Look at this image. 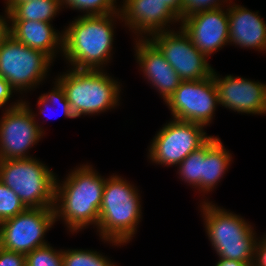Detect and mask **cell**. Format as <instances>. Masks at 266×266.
<instances>
[{
  "instance_id": "obj_24",
  "label": "cell",
  "mask_w": 266,
  "mask_h": 266,
  "mask_svg": "<svg viewBox=\"0 0 266 266\" xmlns=\"http://www.w3.org/2000/svg\"><path fill=\"white\" fill-rule=\"evenodd\" d=\"M54 84L55 85L53 86L51 91L39 96L37 101L38 108L40 109L39 114L41 115L43 113H46V109L52 104L53 105L60 104L59 106H61L63 115L65 117L70 119L76 118L71 111L64 88L57 80L54 82Z\"/></svg>"
},
{
  "instance_id": "obj_27",
  "label": "cell",
  "mask_w": 266,
  "mask_h": 266,
  "mask_svg": "<svg viewBox=\"0 0 266 266\" xmlns=\"http://www.w3.org/2000/svg\"><path fill=\"white\" fill-rule=\"evenodd\" d=\"M228 1L231 0H182V19L194 13L219 9Z\"/></svg>"
},
{
  "instance_id": "obj_10",
  "label": "cell",
  "mask_w": 266,
  "mask_h": 266,
  "mask_svg": "<svg viewBox=\"0 0 266 266\" xmlns=\"http://www.w3.org/2000/svg\"><path fill=\"white\" fill-rule=\"evenodd\" d=\"M55 222L54 208H26L0 223V246L27 255L49 244L44 236Z\"/></svg>"
},
{
  "instance_id": "obj_35",
  "label": "cell",
  "mask_w": 266,
  "mask_h": 266,
  "mask_svg": "<svg viewBox=\"0 0 266 266\" xmlns=\"http://www.w3.org/2000/svg\"><path fill=\"white\" fill-rule=\"evenodd\" d=\"M265 241H266V235H263V237H262Z\"/></svg>"
},
{
  "instance_id": "obj_3",
  "label": "cell",
  "mask_w": 266,
  "mask_h": 266,
  "mask_svg": "<svg viewBox=\"0 0 266 266\" xmlns=\"http://www.w3.org/2000/svg\"><path fill=\"white\" fill-rule=\"evenodd\" d=\"M139 190L119 175L106 178L97 231L104 242L123 246L132 240L142 219Z\"/></svg>"
},
{
  "instance_id": "obj_19",
  "label": "cell",
  "mask_w": 266,
  "mask_h": 266,
  "mask_svg": "<svg viewBox=\"0 0 266 266\" xmlns=\"http://www.w3.org/2000/svg\"><path fill=\"white\" fill-rule=\"evenodd\" d=\"M232 155L219 137L212 136L206 142V155L203 159V194L212 191L231 164Z\"/></svg>"
},
{
  "instance_id": "obj_31",
  "label": "cell",
  "mask_w": 266,
  "mask_h": 266,
  "mask_svg": "<svg viewBox=\"0 0 266 266\" xmlns=\"http://www.w3.org/2000/svg\"><path fill=\"white\" fill-rule=\"evenodd\" d=\"M5 16L0 15V45L10 35V11L5 8Z\"/></svg>"
},
{
  "instance_id": "obj_7",
  "label": "cell",
  "mask_w": 266,
  "mask_h": 266,
  "mask_svg": "<svg viewBox=\"0 0 266 266\" xmlns=\"http://www.w3.org/2000/svg\"><path fill=\"white\" fill-rule=\"evenodd\" d=\"M53 60L9 35L0 45V78L20 94L31 91L46 78Z\"/></svg>"
},
{
  "instance_id": "obj_29",
  "label": "cell",
  "mask_w": 266,
  "mask_h": 266,
  "mask_svg": "<svg viewBox=\"0 0 266 266\" xmlns=\"http://www.w3.org/2000/svg\"><path fill=\"white\" fill-rule=\"evenodd\" d=\"M251 266H266V241L262 237L255 243Z\"/></svg>"
},
{
  "instance_id": "obj_16",
  "label": "cell",
  "mask_w": 266,
  "mask_h": 266,
  "mask_svg": "<svg viewBox=\"0 0 266 266\" xmlns=\"http://www.w3.org/2000/svg\"><path fill=\"white\" fill-rule=\"evenodd\" d=\"M135 58L148 83L155 87L164 102L174 93L182 80L149 39H135Z\"/></svg>"
},
{
  "instance_id": "obj_4",
  "label": "cell",
  "mask_w": 266,
  "mask_h": 266,
  "mask_svg": "<svg viewBox=\"0 0 266 266\" xmlns=\"http://www.w3.org/2000/svg\"><path fill=\"white\" fill-rule=\"evenodd\" d=\"M201 202L205 231L218 257L251 266L254 246L259 239L251 223L208 200Z\"/></svg>"
},
{
  "instance_id": "obj_23",
  "label": "cell",
  "mask_w": 266,
  "mask_h": 266,
  "mask_svg": "<svg viewBox=\"0 0 266 266\" xmlns=\"http://www.w3.org/2000/svg\"><path fill=\"white\" fill-rule=\"evenodd\" d=\"M62 8H71L73 10L83 11V15H106L119 12L116 0H60ZM118 6V8H117Z\"/></svg>"
},
{
  "instance_id": "obj_22",
  "label": "cell",
  "mask_w": 266,
  "mask_h": 266,
  "mask_svg": "<svg viewBox=\"0 0 266 266\" xmlns=\"http://www.w3.org/2000/svg\"><path fill=\"white\" fill-rule=\"evenodd\" d=\"M63 266H116L95 250L63 249Z\"/></svg>"
},
{
  "instance_id": "obj_9",
  "label": "cell",
  "mask_w": 266,
  "mask_h": 266,
  "mask_svg": "<svg viewBox=\"0 0 266 266\" xmlns=\"http://www.w3.org/2000/svg\"><path fill=\"white\" fill-rule=\"evenodd\" d=\"M172 119L163 125L151 142L148 158L152 163L178 166L212 137L207 135L202 124Z\"/></svg>"
},
{
  "instance_id": "obj_5",
  "label": "cell",
  "mask_w": 266,
  "mask_h": 266,
  "mask_svg": "<svg viewBox=\"0 0 266 266\" xmlns=\"http://www.w3.org/2000/svg\"><path fill=\"white\" fill-rule=\"evenodd\" d=\"M57 80L65 90L74 116L97 115L119 106L121 85L104 70L69 68Z\"/></svg>"
},
{
  "instance_id": "obj_20",
  "label": "cell",
  "mask_w": 266,
  "mask_h": 266,
  "mask_svg": "<svg viewBox=\"0 0 266 266\" xmlns=\"http://www.w3.org/2000/svg\"><path fill=\"white\" fill-rule=\"evenodd\" d=\"M62 9L60 0H27L10 10V20L50 22Z\"/></svg>"
},
{
  "instance_id": "obj_11",
  "label": "cell",
  "mask_w": 266,
  "mask_h": 266,
  "mask_svg": "<svg viewBox=\"0 0 266 266\" xmlns=\"http://www.w3.org/2000/svg\"><path fill=\"white\" fill-rule=\"evenodd\" d=\"M165 103L174 119L210 125L219 105L213 75L203 80L182 81Z\"/></svg>"
},
{
  "instance_id": "obj_15",
  "label": "cell",
  "mask_w": 266,
  "mask_h": 266,
  "mask_svg": "<svg viewBox=\"0 0 266 266\" xmlns=\"http://www.w3.org/2000/svg\"><path fill=\"white\" fill-rule=\"evenodd\" d=\"M122 3L119 8L121 22L124 21L138 39H148L158 32L171 30V24L181 23L162 0H123Z\"/></svg>"
},
{
  "instance_id": "obj_2",
  "label": "cell",
  "mask_w": 266,
  "mask_h": 266,
  "mask_svg": "<svg viewBox=\"0 0 266 266\" xmlns=\"http://www.w3.org/2000/svg\"><path fill=\"white\" fill-rule=\"evenodd\" d=\"M120 12L80 15L63 30V56L73 69L104 70L112 59L114 21Z\"/></svg>"
},
{
  "instance_id": "obj_21",
  "label": "cell",
  "mask_w": 266,
  "mask_h": 266,
  "mask_svg": "<svg viewBox=\"0 0 266 266\" xmlns=\"http://www.w3.org/2000/svg\"><path fill=\"white\" fill-rule=\"evenodd\" d=\"M206 155V143L198 150L191 152L178 166V175L203 193V159Z\"/></svg>"
},
{
  "instance_id": "obj_12",
  "label": "cell",
  "mask_w": 266,
  "mask_h": 266,
  "mask_svg": "<svg viewBox=\"0 0 266 266\" xmlns=\"http://www.w3.org/2000/svg\"><path fill=\"white\" fill-rule=\"evenodd\" d=\"M148 39L161 51L182 81L203 80L212 75L213 68L208 58L193 45L181 27L179 31L158 32Z\"/></svg>"
},
{
  "instance_id": "obj_14",
  "label": "cell",
  "mask_w": 266,
  "mask_h": 266,
  "mask_svg": "<svg viewBox=\"0 0 266 266\" xmlns=\"http://www.w3.org/2000/svg\"><path fill=\"white\" fill-rule=\"evenodd\" d=\"M194 13L183 18L180 27L207 58L229 43L228 8Z\"/></svg>"
},
{
  "instance_id": "obj_13",
  "label": "cell",
  "mask_w": 266,
  "mask_h": 266,
  "mask_svg": "<svg viewBox=\"0 0 266 266\" xmlns=\"http://www.w3.org/2000/svg\"><path fill=\"white\" fill-rule=\"evenodd\" d=\"M218 104L238 113L266 114V84L242 77H220L213 69Z\"/></svg>"
},
{
  "instance_id": "obj_32",
  "label": "cell",
  "mask_w": 266,
  "mask_h": 266,
  "mask_svg": "<svg viewBox=\"0 0 266 266\" xmlns=\"http://www.w3.org/2000/svg\"><path fill=\"white\" fill-rule=\"evenodd\" d=\"M166 6L182 20V0H162Z\"/></svg>"
},
{
  "instance_id": "obj_25",
  "label": "cell",
  "mask_w": 266,
  "mask_h": 266,
  "mask_svg": "<svg viewBox=\"0 0 266 266\" xmlns=\"http://www.w3.org/2000/svg\"><path fill=\"white\" fill-rule=\"evenodd\" d=\"M26 266H63V250L50 244L35 248L26 255Z\"/></svg>"
},
{
  "instance_id": "obj_34",
  "label": "cell",
  "mask_w": 266,
  "mask_h": 266,
  "mask_svg": "<svg viewBox=\"0 0 266 266\" xmlns=\"http://www.w3.org/2000/svg\"><path fill=\"white\" fill-rule=\"evenodd\" d=\"M27 0H6V9L10 11L17 3H21Z\"/></svg>"
},
{
  "instance_id": "obj_1",
  "label": "cell",
  "mask_w": 266,
  "mask_h": 266,
  "mask_svg": "<svg viewBox=\"0 0 266 266\" xmlns=\"http://www.w3.org/2000/svg\"><path fill=\"white\" fill-rule=\"evenodd\" d=\"M55 184V221L60 218L72 234L87 226H98L106 178L91 165L78 166Z\"/></svg>"
},
{
  "instance_id": "obj_30",
  "label": "cell",
  "mask_w": 266,
  "mask_h": 266,
  "mask_svg": "<svg viewBox=\"0 0 266 266\" xmlns=\"http://www.w3.org/2000/svg\"><path fill=\"white\" fill-rule=\"evenodd\" d=\"M13 92L16 91L11 87V85L3 78H0V108H3L4 105L13 97Z\"/></svg>"
},
{
  "instance_id": "obj_33",
  "label": "cell",
  "mask_w": 266,
  "mask_h": 266,
  "mask_svg": "<svg viewBox=\"0 0 266 266\" xmlns=\"http://www.w3.org/2000/svg\"><path fill=\"white\" fill-rule=\"evenodd\" d=\"M215 266H250V265L236 260L219 258V261L216 263Z\"/></svg>"
},
{
  "instance_id": "obj_28",
  "label": "cell",
  "mask_w": 266,
  "mask_h": 266,
  "mask_svg": "<svg viewBox=\"0 0 266 266\" xmlns=\"http://www.w3.org/2000/svg\"><path fill=\"white\" fill-rule=\"evenodd\" d=\"M26 255L0 246V266H26Z\"/></svg>"
},
{
  "instance_id": "obj_8",
  "label": "cell",
  "mask_w": 266,
  "mask_h": 266,
  "mask_svg": "<svg viewBox=\"0 0 266 266\" xmlns=\"http://www.w3.org/2000/svg\"><path fill=\"white\" fill-rule=\"evenodd\" d=\"M5 110V112H4ZM0 118V160L27 159L29 149L44 136L28 101L18 100L3 109Z\"/></svg>"
},
{
  "instance_id": "obj_17",
  "label": "cell",
  "mask_w": 266,
  "mask_h": 266,
  "mask_svg": "<svg viewBox=\"0 0 266 266\" xmlns=\"http://www.w3.org/2000/svg\"><path fill=\"white\" fill-rule=\"evenodd\" d=\"M229 2V44L266 52V23L258 15L244 6Z\"/></svg>"
},
{
  "instance_id": "obj_18",
  "label": "cell",
  "mask_w": 266,
  "mask_h": 266,
  "mask_svg": "<svg viewBox=\"0 0 266 266\" xmlns=\"http://www.w3.org/2000/svg\"><path fill=\"white\" fill-rule=\"evenodd\" d=\"M10 35L22 44L44 52L53 61L58 52L63 53V31L57 32L50 22L10 20Z\"/></svg>"
},
{
  "instance_id": "obj_26",
  "label": "cell",
  "mask_w": 266,
  "mask_h": 266,
  "mask_svg": "<svg viewBox=\"0 0 266 266\" xmlns=\"http://www.w3.org/2000/svg\"><path fill=\"white\" fill-rule=\"evenodd\" d=\"M26 209L19 196L0 181V223Z\"/></svg>"
},
{
  "instance_id": "obj_6",
  "label": "cell",
  "mask_w": 266,
  "mask_h": 266,
  "mask_svg": "<svg viewBox=\"0 0 266 266\" xmlns=\"http://www.w3.org/2000/svg\"><path fill=\"white\" fill-rule=\"evenodd\" d=\"M56 175L36 158L0 160V181L26 208H54Z\"/></svg>"
}]
</instances>
